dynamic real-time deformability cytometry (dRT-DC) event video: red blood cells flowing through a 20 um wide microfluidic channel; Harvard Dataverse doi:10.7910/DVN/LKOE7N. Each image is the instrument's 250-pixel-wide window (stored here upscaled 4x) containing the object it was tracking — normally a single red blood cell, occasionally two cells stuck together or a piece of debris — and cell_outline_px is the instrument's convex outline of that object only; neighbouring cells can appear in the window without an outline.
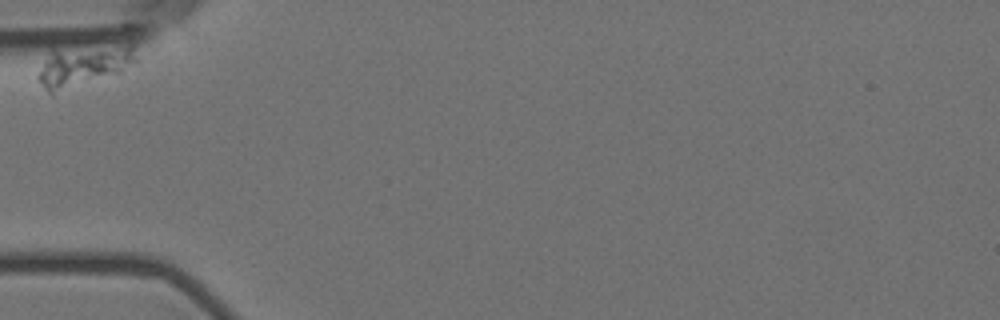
{"species": "Egyptian fruit bat (a non-hibernating species)", "species_latin": "Rousettus aegyptiacus", "temperature_condition": "room temperature", "stored_images_in_passage": 2, "camera_frame_rate_fps": 3000, "um_per_image_px": 0.085, "animal": {"sex": "female"}, "frame": {"image": 1, "passage_image": 1, "time_ms": 0.0, "image_size_px": [1000, 320], "cell_outline_px": [[136, 60], [120, 72], [52, 96], [44, 88], [36, 76], [52, 48], [128, 44], [136, 44]], "centroid_in_image_um": [7.08, 5.58], "position_along_channel_um": 77.9, "area_um2": 23.99}}